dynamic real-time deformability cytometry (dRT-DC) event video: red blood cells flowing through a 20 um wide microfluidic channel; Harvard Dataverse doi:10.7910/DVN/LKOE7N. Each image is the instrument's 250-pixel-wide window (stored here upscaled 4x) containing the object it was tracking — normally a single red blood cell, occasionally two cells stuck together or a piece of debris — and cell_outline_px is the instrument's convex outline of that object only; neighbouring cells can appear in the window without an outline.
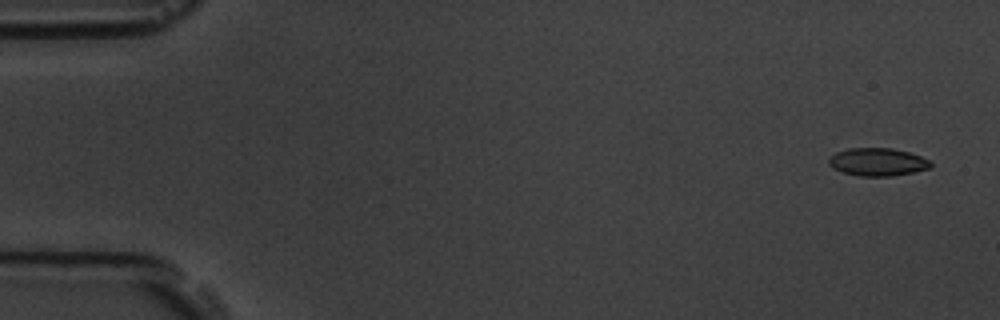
{"species": "common noctule bat (a hibernating species)", "species_latin": "Nyctalus noctula", "temperature_condition": "room temperature", "stored_images_in_passage": 5, "camera_frame_rate_fps": 3000, "um_per_image_px": 0.085, "animal": {"sex": "male", "body_mass_g": 19.5, "forearm_length_mm": 54.6}, "frame": {"image": 1, "passage_image": 1, "time_ms": 0.0, "image_size_px": [1000, 320], "cell_outline_px": [[932, 164], [928, 168], [912, 172], [892, 176], [860, 176], [844, 172], [832, 168], [828, 164], [828, 160], [836, 152], [848, 148], [892, 148], [908, 152], [932, 160]], "centroid_in_image_um": [74.59, 13.76], "position_along_channel_um": 10.4, "area_um2": 16.47}}
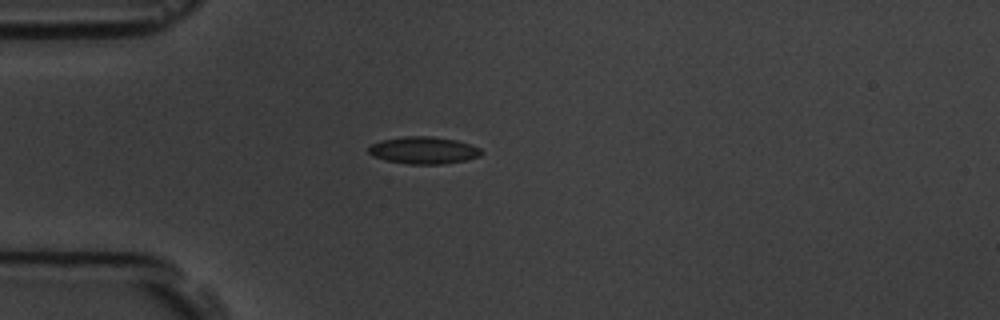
{"frame": {"image": 2, "passage_image": 4, "time_ms": 4.333, "image_size_px": [1000, 320], "cell_outline_px": [[484, 152], [480, 156], [464, 160], [440, 164], [408, 164], [384, 160], [372, 156], [368, 152], [368, 148], [372, 144], [380, 140], [404, 136], [428, 136], [456, 140], [480, 148]], "centroid_in_image_um": [35.97, 12.77], "position_along_channel_um": 49.0, "area_um2": 17.8}}